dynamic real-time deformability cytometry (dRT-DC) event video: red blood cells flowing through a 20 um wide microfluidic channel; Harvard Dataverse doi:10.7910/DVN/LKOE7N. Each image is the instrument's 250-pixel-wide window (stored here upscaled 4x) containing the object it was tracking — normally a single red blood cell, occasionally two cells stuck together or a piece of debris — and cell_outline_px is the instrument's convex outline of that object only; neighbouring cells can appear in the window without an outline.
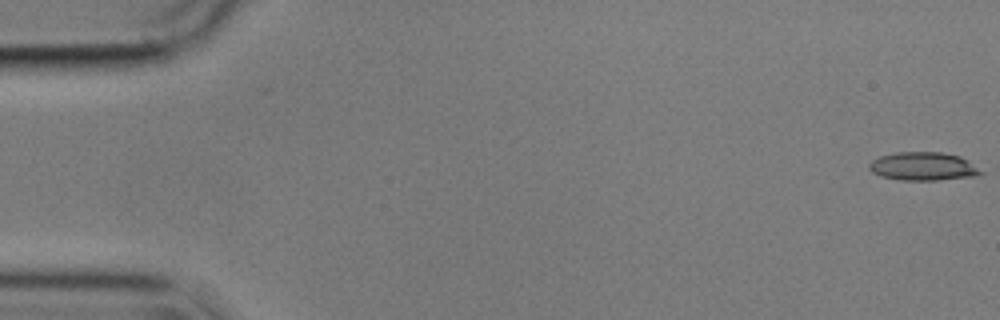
{"species": "common noctule bat (a hibernating species)", "species_latin": "Nyctalus noctula", "temperature_condition": "cold", "stored_images_in_passage": 56, "camera_frame_rate_fps": 3000, "um_per_image_px": 0.085, "animal": {"sex": "male", "body_mass_g": 17.9}, "frame": {"image": 1, "passage_image": 1, "time_ms": 0.0, "image_size_px": [1000, 320], "cell_outline_px": [[984, 172], [976, 176], [936, 180], [900, 180], [880, 176], [872, 172], [868, 168], [868, 164], [872, 160], [880, 156], [896, 152], [940, 152], [960, 156], [968, 160]], "centroid_in_image_um": [78.45, 14.14], "position_along_channel_um": 6.5, "area_um2": 18.5}}
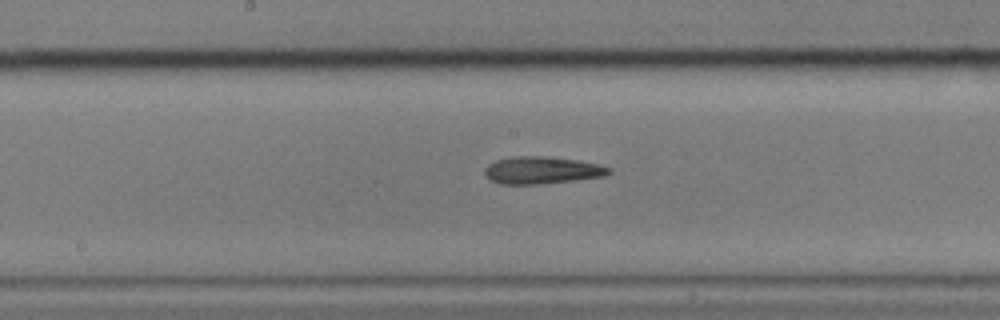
{"frame": {"image": 2, "passage_image": 29, "time_ms": 9.333, "image_size_px": [1000, 320], "cell_outline_px": [[612, 172], [604, 176], [540, 184], [500, 184], [492, 180], [484, 172], [484, 168], [488, 164], [496, 160], [512, 156], [544, 156], [576, 160], [596, 164], [612, 168]], "centroid_in_image_um": [46.04, 14.46], "position_along_channel_um": 202.2, "area_um2": 19.54}}
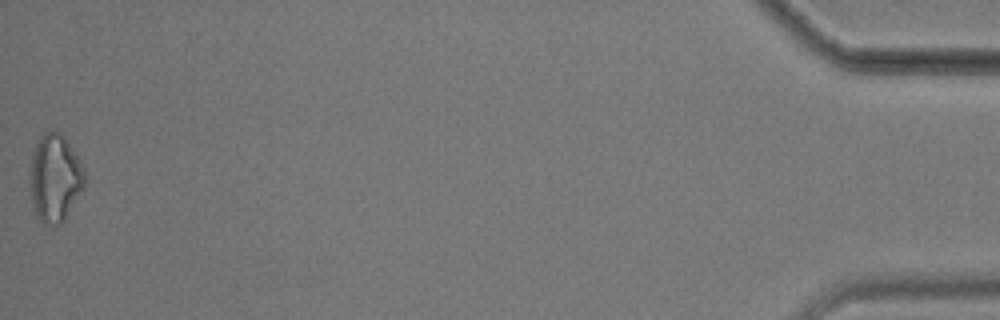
{"frame": {"image": 3, "passage_image": 56, "time_ms": 18.333, "image_size_px": [1000, 320], "cell_outline_px": [[84, 188], [64, 220], [60, 224], [44, 224], [40, 220], [32, 204], [28, 176], [32, 152], [36, 140], [44, 132], [56, 128], [64, 136], [80, 160], [84, 168]], "centroid_in_image_um": [4.64, 15.08], "position_along_channel_um": 430.6, "area_um2": 28.38}}